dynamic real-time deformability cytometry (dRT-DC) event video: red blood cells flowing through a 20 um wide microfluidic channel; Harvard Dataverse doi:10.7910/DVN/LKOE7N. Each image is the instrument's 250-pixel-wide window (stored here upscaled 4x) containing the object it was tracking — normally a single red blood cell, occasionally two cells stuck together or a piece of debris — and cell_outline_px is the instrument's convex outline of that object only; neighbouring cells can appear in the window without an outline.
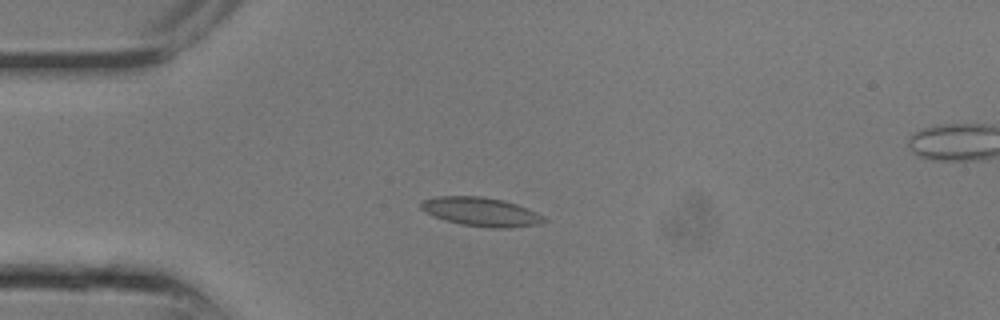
{"species": "common noctule bat (a hibernating species)", "species_latin": "Nyctalus noctula", "temperature_condition": "room temperature", "stored_images_in_passage": 13, "camera_frame_rate_fps": 3000, "um_per_image_px": 0.085, "animal": {"sex": "male", "body_mass_g": 13.3}, "frame": {"image": 1, "passage_image": 4, "time_ms": 1.0, "image_size_px": [1000, 320], "cell_outline_px": [[548, 220], [540, 224], [508, 228], [488, 228], [460, 224], [444, 220], [424, 212], [420, 208], [420, 204], [424, 200], [436, 196], [480, 196], [504, 200], [516, 204], [536, 212], [544, 216]], "centroid_in_image_um": [40.89, 18.01], "position_along_channel_um": 44.1, "area_um2": 20.81}}
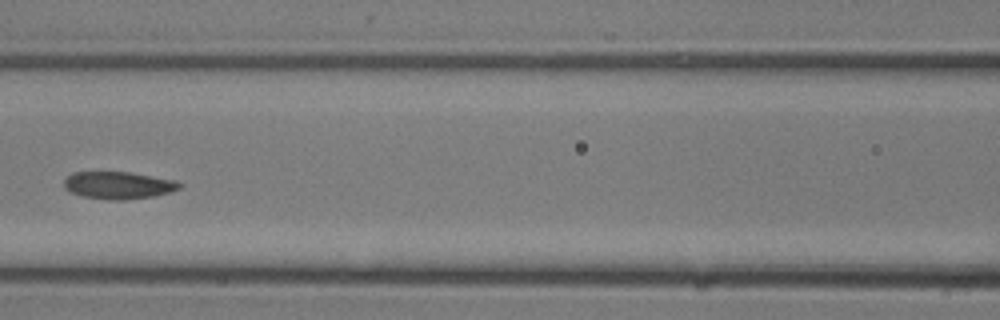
{"frame": {"image": 2, "passage_image": 9, "time_ms": 2.667, "image_size_px": [1000, 320], "cell_outline_px": [[184, 184], [180, 188], [168, 192], [152, 196], [124, 200], [108, 200], [84, 196], [72, 192], [64, 188], [64, 180], [72, 172], [128, 172], [176, 180]], "centroid_in_image_um": [10.07, 15.74], "position_along_channel_um": 156.5, "area_um2": 18.26}}
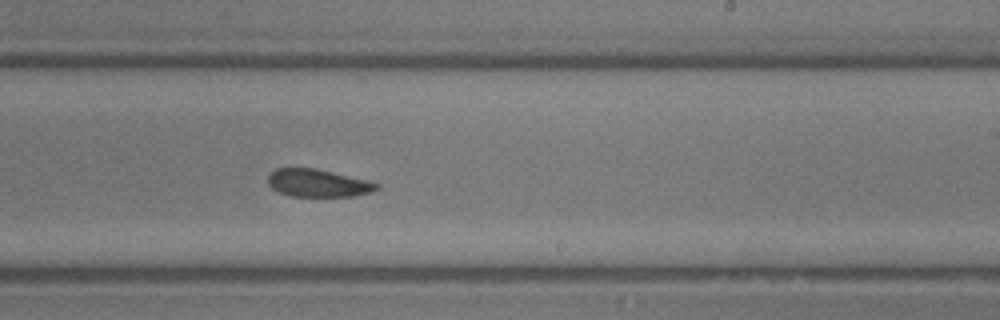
{"frame": {"image": 3, "passage_image": 13, "time_ms": 4.0, "image_size_px": [1000, 320], "cell_outline_px": [[380, 188], [372, 192], [352, 196], [292, 196], [280, 192], [272, 188], [268, 184], [268, 176], [276, 168], [316, 168], [368, 180], [380, 184]], "centroid_in_image_um": [27.06, 15.56], "position_along_channel_um": 261.9, "area_um2": 17.51}}